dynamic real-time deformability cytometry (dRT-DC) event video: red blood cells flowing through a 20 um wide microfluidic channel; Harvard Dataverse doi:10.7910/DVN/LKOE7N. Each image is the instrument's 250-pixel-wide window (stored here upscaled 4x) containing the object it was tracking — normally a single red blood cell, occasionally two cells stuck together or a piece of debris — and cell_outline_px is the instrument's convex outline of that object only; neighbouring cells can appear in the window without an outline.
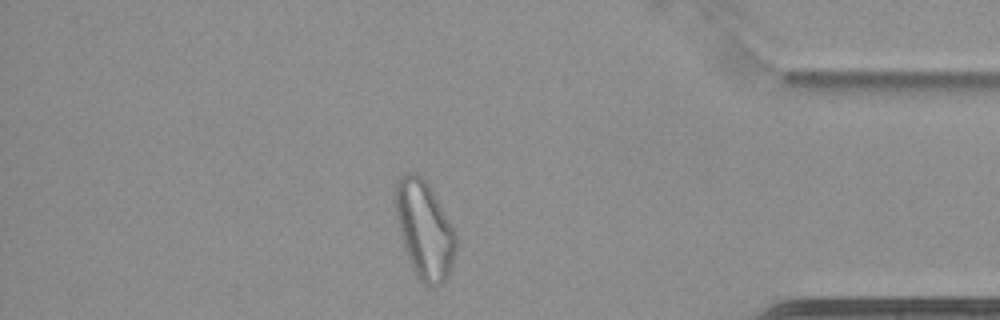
{"species": "common noctule bat (a hibernating species)", "species_latin": "Nyctalus noctula", "temperature_condition": "cold", "stored_images_in_passage": 56, "camera_frame_rate_fps": 3000, "um_per_image_px": 0.085, "animal": {"sex": "female", "body_mass_g": 22.7, "forearm_length_mm": 54.2}, "frame": {"image": 1, "passage_image": 48, "time_ms": 15.667, "image_size_px": [1000, 320], "cell_outline_px": [[456, 252], [448, 276], [436, 288], [432, 288], [420, 280], [412, 272], [400, 236], [396, 220], [396, 180], [404, 172], [416, 172], [424, 176], [428, 180], [456, 236]], "centroid_in_image_um": [36.05, 19.51], "position_along_channel_um": 399.1, "area_um2": 34.85}}